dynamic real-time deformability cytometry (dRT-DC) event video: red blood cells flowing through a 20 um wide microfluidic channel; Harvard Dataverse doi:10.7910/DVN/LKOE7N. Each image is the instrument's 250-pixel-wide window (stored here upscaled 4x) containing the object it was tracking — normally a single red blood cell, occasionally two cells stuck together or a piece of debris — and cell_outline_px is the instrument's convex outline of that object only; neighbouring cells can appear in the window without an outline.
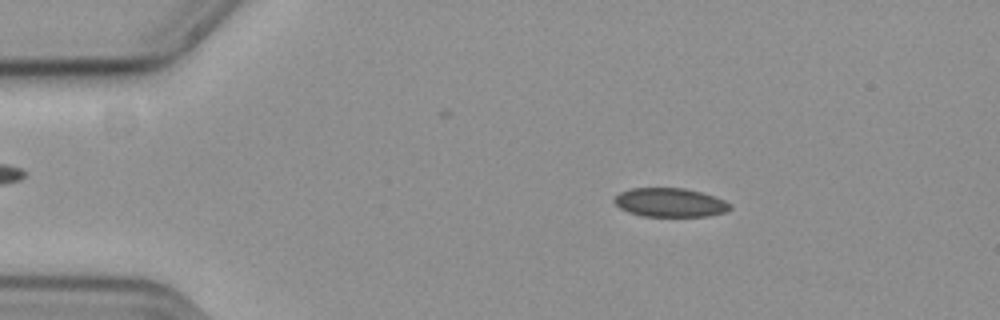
{"species": "common noctule bat (a hibernating species)", "species_latin": "Nyctalus noctula", "temperature_condition": "cold", "stored_images_in_passage": 54, "camera_frame_rate_fps": 3000, "um_per_image_px": 0.085, "animal": {"sex": "female", "body_mass_g": 19.3, "forearm_length_mm": 54.1}, "frame": {"image": 1, "passage_image": 7, "time_ms": 2.0, "image_size_px": [1000, 320], "cell_outline_px": [[732, 208], [724, 212], [708, 216], [640, 216], [628, 212], [620, 208], [612, 200], [620, 192], [632, 188], [684, 188], [700, 192], [724, 200], [732, 204]], "centroid_in_image_um": [56.94, 17.22], "position_along_channel_um": 28.1, "area_um2": 19.42}}
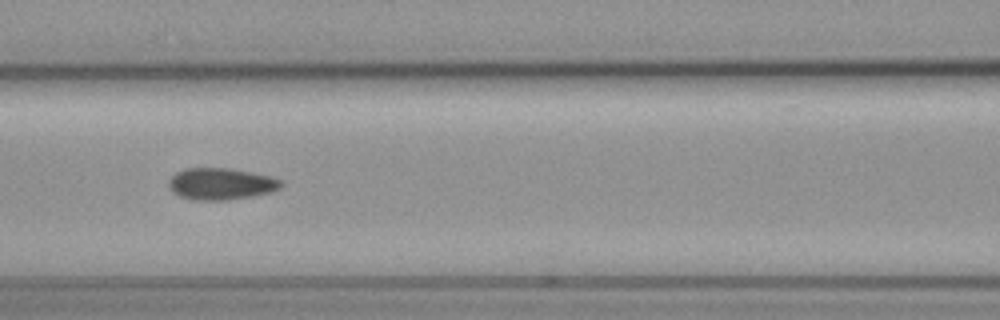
{"frame": {"image": 2, "passage_image": 22, "time_ms": 7.0, "image_size_px": [1000, 320], "cell_outline_px": [[284, 184], [280, 188], [272, 192], [252, 196], [228, 200], [192, 200], [180, 196], [172, 192], [168, 188], [168, 180], [176, 172], [188, 168], [228, 168], [252, 172], [272, 176], [280, 180]], "centroid_in_image_um": [18.78, 15.63], "position_along_channel_um": 147.8, "area_um2": 20.98}}
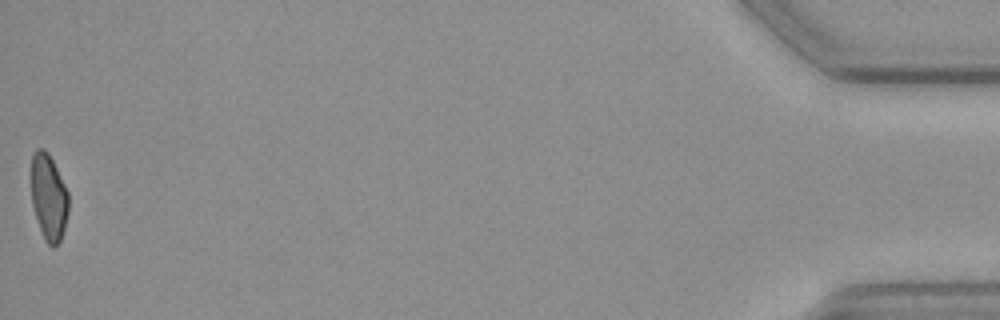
{"frame": {"image": 3, "passage_image": 54, "time_ms": 17.667, "image_size_px": [1000, 320], "cell_outline_px": [[68, 212], [64, 228], [60, 240], [52, 248], [44, 240], [32, 204], [32, 156], [36, 148], [44, 148], [48, 152], [68, 192]], "centroid_in_image_um": [4.14, 16.76], "position_along_channel_um": 431.1, "area_um2": 18.44}, "authors_computed_cell_mechanics": {"area_um2": 20.3167, "velocity_mm_per_s": 3.6362, "shape_relaxation_time_tau1_ms": 5.8308, "shape_relaxation_time_tau2_ms": 5.3589, "deformation_change_tau1": 0.1034, "deformation_change_tau2": 0.0996}}